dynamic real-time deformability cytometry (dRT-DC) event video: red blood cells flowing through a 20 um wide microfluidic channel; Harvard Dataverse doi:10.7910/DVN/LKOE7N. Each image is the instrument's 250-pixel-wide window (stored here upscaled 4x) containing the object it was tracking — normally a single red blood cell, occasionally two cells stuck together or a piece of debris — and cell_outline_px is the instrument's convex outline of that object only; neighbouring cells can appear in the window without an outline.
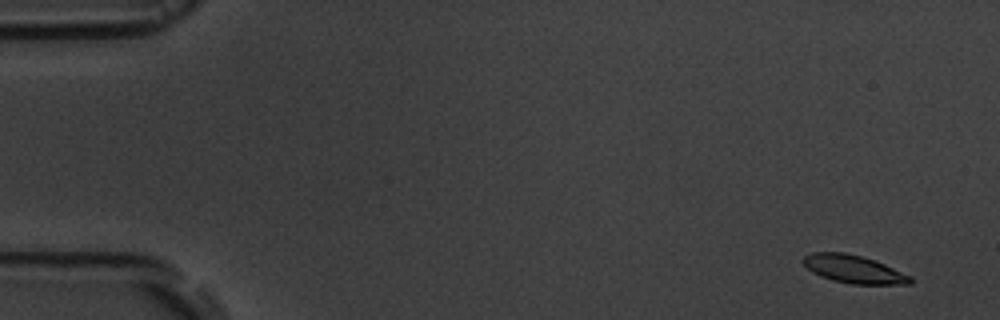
{"species": "common noctule bat (a hibernating species)", "species_latin": "Nyctalus noctula", "temperature_condition": "room temperature", "stored_images_in_passage": 5, "camera_frame_rate_fps": 3000, "um_per_image_px": 0.085, "animal": {"sex": "male", "body_mass_g": 19.5, "forearm_length_mm": 54.6}, "frame": {"image": 1, "passage_image": 1, "time_ms": 0.0, "image_size_px": [1000, 320], "cell_outline_px": [[912, 284], [852, 284], [832, 280], [820, 276], [812, 272], [800, 260], [804, 256], [812, 252], [844, 252], [860, 256], [884, 264], [912, 276]], "centroid_in_image_um": [72.54, 22.88], "position_along_channel_um": 12.5, "area_um2": 17.4}}
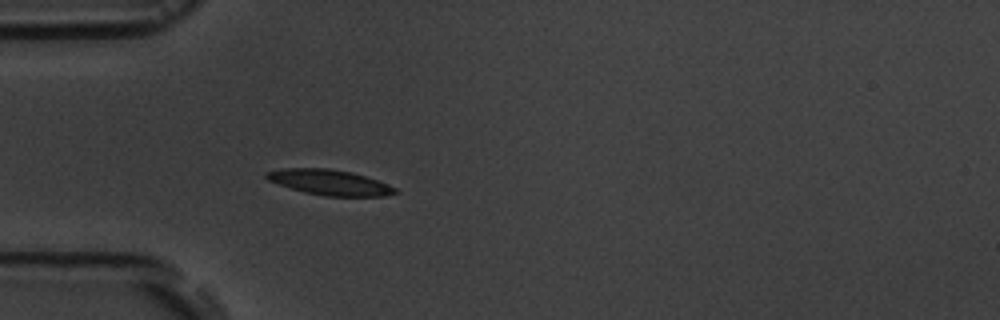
{"frame": {"image": 2, "passage_image": 5, "time_ms": 4.667, "image_size_px": [1000, 320], "cell_outline_px": [[400, 192], [384, 196], [324, 196], [304, 192], [268, 180], [264, 176], [264, 172], [280, 168], [328, 168], [352, 172], [388, 184], [396, 188]], "centroid_in_image_um": [28.01, 15.49], "position_along_channel_um": 57.0, "area_um2": 19.02}}